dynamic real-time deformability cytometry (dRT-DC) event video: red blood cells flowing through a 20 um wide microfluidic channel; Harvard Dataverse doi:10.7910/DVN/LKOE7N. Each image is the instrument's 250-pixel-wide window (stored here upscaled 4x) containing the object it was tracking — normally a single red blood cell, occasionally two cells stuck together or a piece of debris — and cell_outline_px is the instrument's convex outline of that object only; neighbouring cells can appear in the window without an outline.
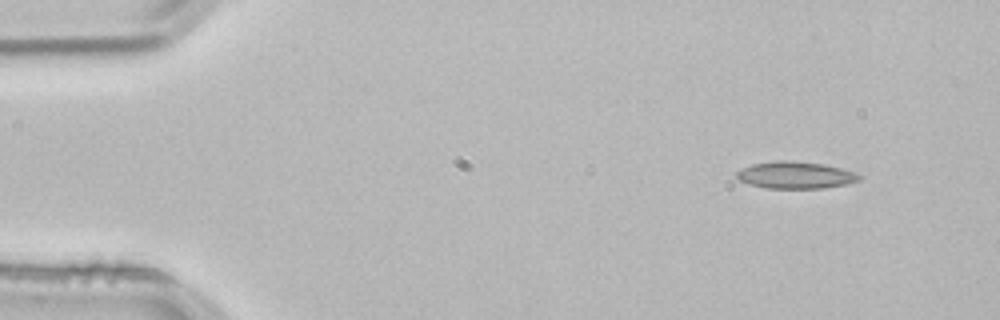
{"species": "common noctule bat (a hibernating species)", "species_latin": "Nyctalus noctula", "temperature_condition": "room temperature", "stored_images_in_passage": 3, "camera_frame_rate_fps": 3000, "um_per_image_px": 0.085, "animal": {"sex": "male", "body_mass_g": 21.5, "forearm_length_mm": 52.0}, "frame": {"image": 1, "passage_image": 1, "time_ms": 0.0, "image_size_px": [1000, 320], "cell_outline_px": [[864, 176], [860, 180], [844, 184], [824, 188], [768, 188], [748, 184], [740, 180], [736, 176], [736, 172], [740, 168], [752, 164], [776, 160], [784, 160], [824, 164], [856, 172]], "centroid_in_image_um": [67.61, 14.88], "position_along_channel_um": 17.4, "area_um2": 19.31}}
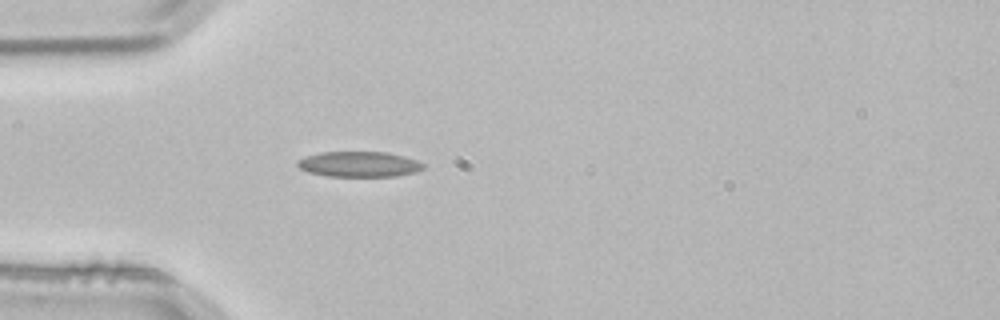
{"frame": {"image": 2, "passage_image": 3, "time_ms": 0.667, "image_size_px": [1000, 320], "cell_outline_px": [[424, 168], [416, 172], [396, 176], [328, 176], [308, 172], [300, 168], [296, 164], [296, 160], [320, 152], [388, 152], [404, 156], [416, 160], [424, 164]], "centroid_in_image_um": [30.53, 13.95], "position_along_channel_um": 54.5, "area_um2": 18.61}}